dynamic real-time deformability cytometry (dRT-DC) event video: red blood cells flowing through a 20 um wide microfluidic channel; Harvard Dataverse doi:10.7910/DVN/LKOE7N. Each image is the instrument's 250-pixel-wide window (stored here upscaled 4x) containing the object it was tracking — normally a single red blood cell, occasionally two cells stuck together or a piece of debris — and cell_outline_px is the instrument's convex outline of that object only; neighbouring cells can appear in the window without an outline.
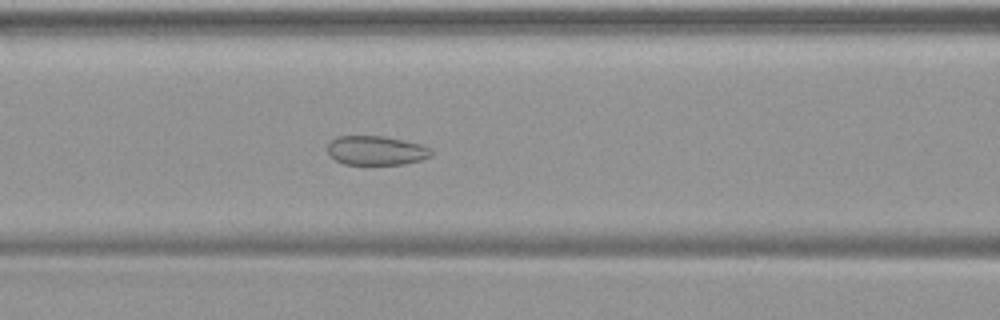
{"species": "common noctule bat (a hibernating species)", "species_latin": "Nyctalus noctula", "temperature_condition": "warm", "stored_images_in_passage": 49, "camera_frame_rate_fps": 3000, "um_per_image_px": 0.085, "animal": {"sex": "female", "body_mass_g": 19.9}, "frame": {"image": 1, "passage_image": 21, "time_ms": 6.667, "image_size_px": [1000, 320], "cell_outline_px": [[432, 156], [420, 160], [404, 164], [344, 164], [336, 160], [328, 152], [328, 144], [336, 136], [384, 136], [404, 140], [420, 144], [432, 148]], "centroid_in_image_um": [32.0, 12.78], "position_along_channel_um": 134.6, "area_um2": 17.63}}
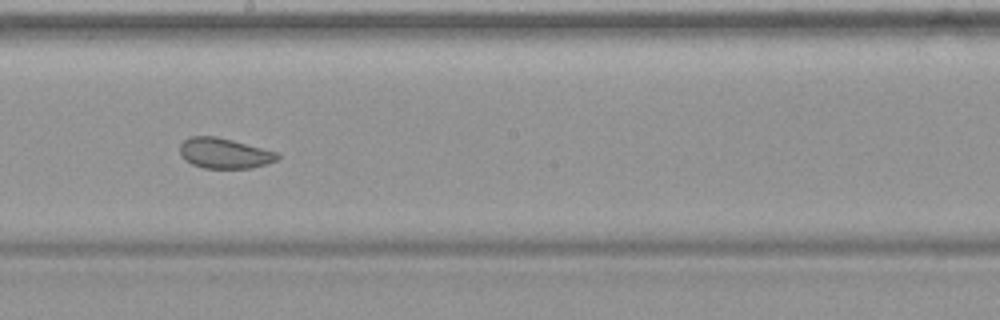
{"frame": {"image": 2, "passage_image": 28, "time_ms": 9.0, "image_size_px": [1000, 320], "cell_outline_px": [[280, 156], [276, 160], [252, 168], [204, 168], [192, 164], [184, 160], [180, 152], [180, 144], [188, 136], [216, 136], [280, 152]], "centroid_in_image_um": [19.07, 13.02], "position_along_channel_um": 229.1, "area_um2": 17.34}}
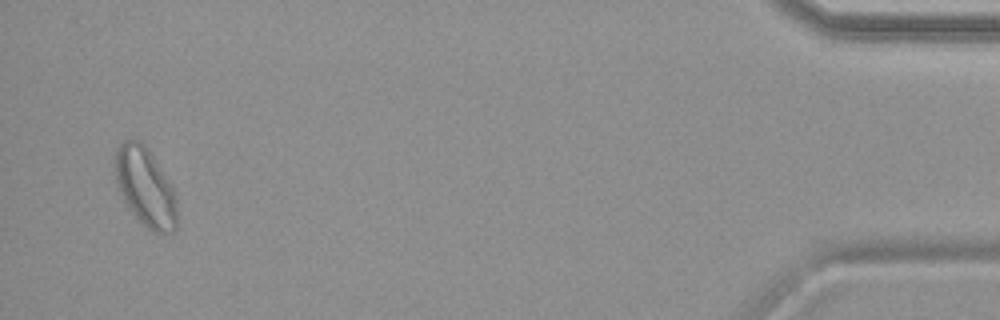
{"frame": {"image": 3, "passage_image": 48, "time_ms": 15.667, "image_size_px": [1000, 320], "cell_outline_px": [[176, 228], [172, 232], [152, 232], [124, 204], [116, 184], [116, 148], [124, 140], [140, 140], [148, 148], [168, 180], [176, 196]], "centroid_in_image_um": [12.34, 15.89], "position_along_channel_um": 422.9, "area_um2": 28.09}}